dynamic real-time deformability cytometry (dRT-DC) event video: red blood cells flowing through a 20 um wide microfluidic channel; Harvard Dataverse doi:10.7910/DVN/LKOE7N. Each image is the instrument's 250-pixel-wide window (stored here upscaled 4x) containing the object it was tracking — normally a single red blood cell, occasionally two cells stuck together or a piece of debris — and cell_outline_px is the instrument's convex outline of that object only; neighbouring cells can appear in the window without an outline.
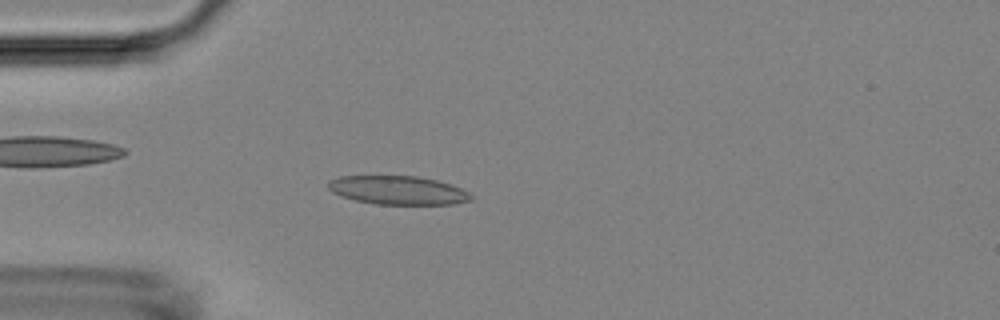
{"species": "Egyptian fruit bat (a non-hibernating species)", "species_latin": "Rousettus aegyptiacus", "temperature_condition": "room temperature", "stored_images_in_passage": 3, "camera_frame_rate_fps": 3000, "um_per_image_px": 0.085, "animal": {"sex": "female"}, "frame": {"image": 1, "passage_image": 3, "time_ms": 0.667, "image_size_px": [1000, 320], "cell_outline_px": [[472, 200], [452, 204], [376, 204], [356, 200], [340, 196], [332, 192], [328, 188], [328, 180], [340, 176], [416, 176], [436, 180], [452, 184], [468, 192], [472, 196]], "centroid_in_image_um": [33.8, 16.16], "position_along_channel_um": 51.2, "area_um2": 23.81}}